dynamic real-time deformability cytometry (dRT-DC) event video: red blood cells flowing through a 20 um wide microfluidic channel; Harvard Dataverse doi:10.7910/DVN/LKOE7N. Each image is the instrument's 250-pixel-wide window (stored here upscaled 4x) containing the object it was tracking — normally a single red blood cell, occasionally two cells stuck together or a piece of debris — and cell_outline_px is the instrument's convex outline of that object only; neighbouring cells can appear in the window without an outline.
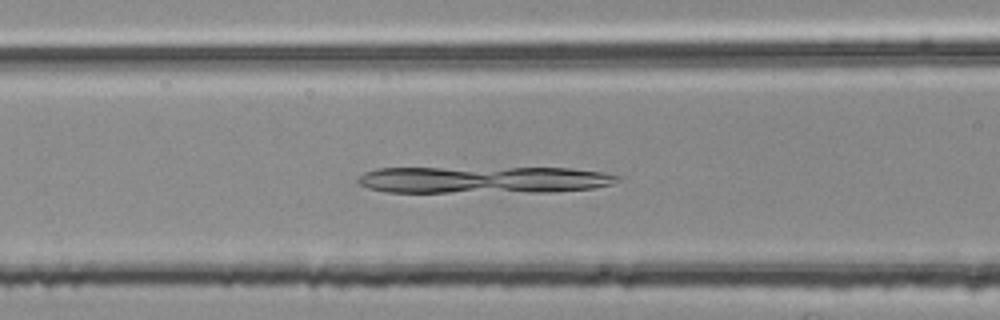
{"species": "common noctule bat (a hibernating species)", "species_latin": "Nyctalus noctula", "temperature_condition": "room temperature", "stored_images_in_passage": 43, "camera_frame_rate_fps": 3000, "um_per_image_px": 0.085, "animal": {"sex": "female", "body_mass_g": 25.1}, "frame": {"image": 1, "passage_image": 11, "time_ms": 3.333, "image_size_px": [1000, 320], "cell_outline_px": [[620, 180], [612, 184], [592, 188], [548, 192], [384, 192], [368, 188], [360, 184], [356, 180], [364, 172], [380, 168], [568, 168], [604, 172], [620, 176]], "centroid_in_image_um": [41.11, 15.28], "position_along_channel_um": 125.5, "area_um2": 40.92}}
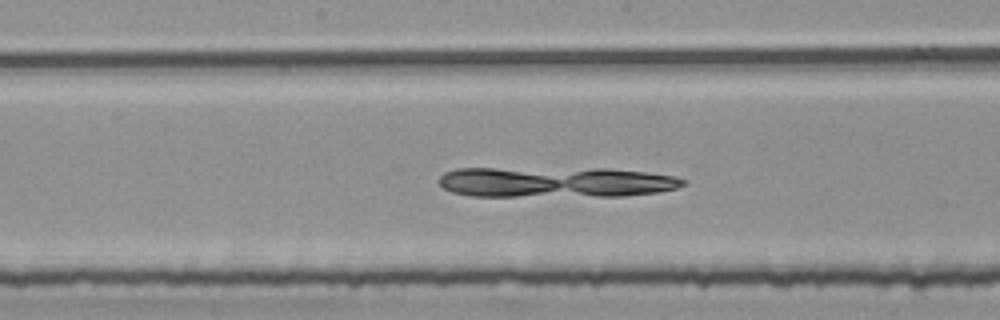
{"frame": {"image": 2, "passage_image": 17, "time_ms": 5.333, "image_size_px": [1000, 320], "cell_outline_px": [[688, 180], [684, 184], [676, 188], [656, 192], [620, 196], [472, 196], [452, 192], [444, 188], [436, 180], [444, 172], [456, 168], [608, 168], [644, 172], [672, 176]], "centroid_in_image_um": [47.16, 15.47], "position_along_channel_um": 201.0, "area_um2": 43.75}}
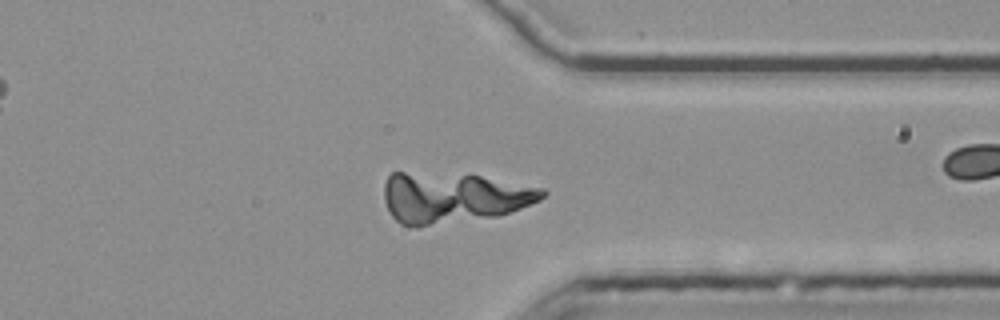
{"frame": {"image": 3, "passage_image": 31, "time_ms": 10.0, "image_size_px": [1000, 320], "cell_outline_px": [[548, 192], [540, 200], [520, 208], [496, 216], [420, 228], [416, 228], [400, 224], [392, 216], [384, 200], [384, 184], [388, 176], [392, 172], [404, 172], [480, 176], [544, 188]], "centroid_in_image_um": [38.49, 16.82], "position_along_channel_um": 372.9, "area_um2": 46.59}}